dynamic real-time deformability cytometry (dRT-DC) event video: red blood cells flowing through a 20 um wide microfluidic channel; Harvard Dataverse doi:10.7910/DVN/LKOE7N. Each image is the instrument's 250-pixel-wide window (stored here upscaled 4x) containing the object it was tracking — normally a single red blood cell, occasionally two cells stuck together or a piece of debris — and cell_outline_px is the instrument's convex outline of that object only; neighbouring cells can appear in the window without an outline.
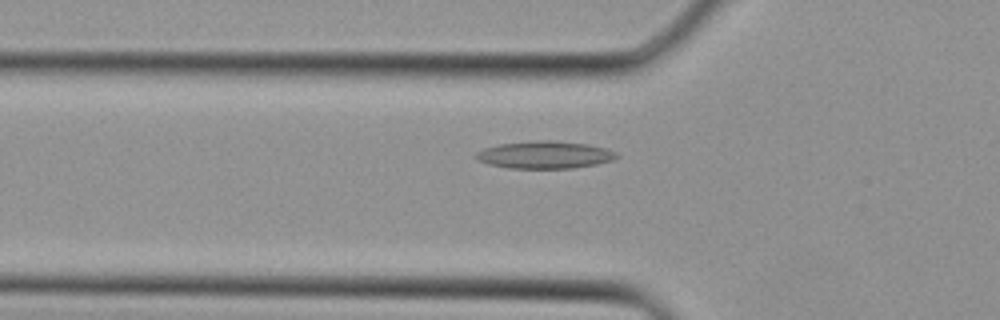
{"species": "Egyptian fruit bat (a non-hibernating species)", "species_latin": "Rousettus aegyptiacus", "temperature_condition": "cold", "stored_images_in_passage": 33, "camera_frame_rate_fps": 3000, "um_per_image_px": 0.085, "animal": {"sex": "female"}, "frame": {"image": 1, "passage_image": 10, "time_ms": 3.0, "image_size_px": [1000, 320], "cell_outline_px": [[620, 156], [612, 160], [596, 164], [572, 168], [508, 168], [488, 164], [476, 160], [472, 156], [476, 152], [484, 148], [500, 144], [536, 140], [548, 140], [588, 144], [604, 148], [616, 152]], "centroid_in_image_um": [46.26, 13.16], "position_along_channel_um": 79.5, "area_um2": 22.48}}
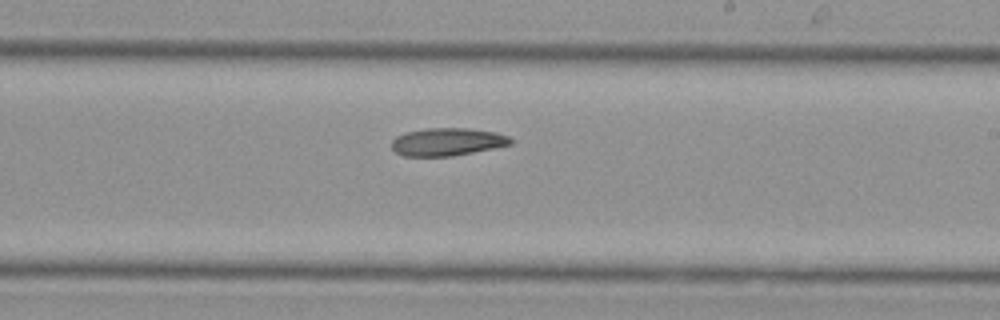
{"frame": {"image": 2, "passage_image": 19, "time_ms": 6.0, "image_size_px": [1000, 320], "cell_outline_px": [[512, 144], [452, 156], [404, 156], [396, 152], [392, 148], [392, 140], [396, 136], [404, 132], [428, 128], [468, 128], [496, 132], [508, 136], [512, 140]], "centroid_in_image_um": [37.99, 12.05], "position_along_channel_um": 251.0, "area_um2": 19.19}}
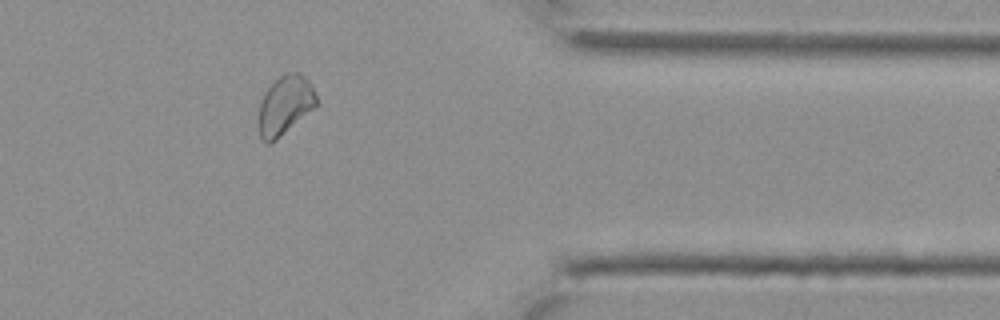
{"frame": {"image": 3, "passage_image": 27, "time_ms": 8.667, "image_size_px": [1000, 320], "cell_outline_px": [[316, 104], [312, 108], [276, 140], [268, 144], [260, 136], [256, 120], [260, 104], [264, 92], [280, 76], [288, 72], [300, 72], [312, 84], [316, 96]], "centroid_in_image_um": [24.18, 8.93], "position_along_channel_um": 387.2, "area_um2": 19.65}}